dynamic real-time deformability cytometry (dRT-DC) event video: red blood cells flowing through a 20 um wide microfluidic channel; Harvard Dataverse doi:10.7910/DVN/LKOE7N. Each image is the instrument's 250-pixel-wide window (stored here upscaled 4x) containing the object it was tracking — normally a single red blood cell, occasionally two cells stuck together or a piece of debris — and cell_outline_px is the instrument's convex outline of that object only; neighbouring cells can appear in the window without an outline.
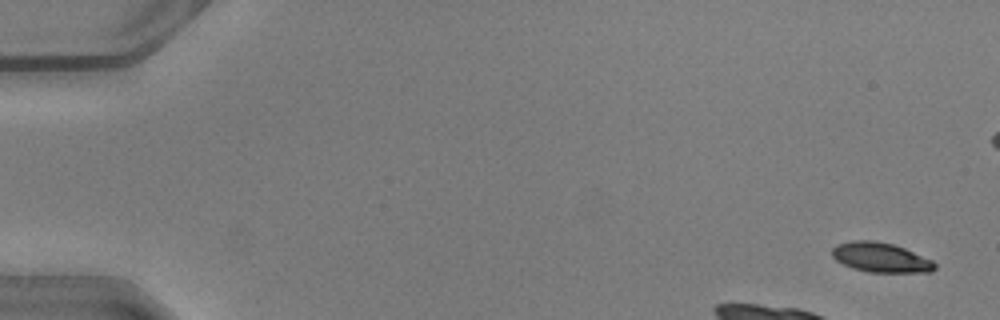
{"species": "common noctule bat (a hibernating species)", "species_latin": "Nyctalus noctula", "temperature_condition": "warm", "stored_images_in_passage": 15, "camera_frame_rate_fps": 3000, "um_per_image_px": 0.085, "animal": {"sex": "male", "body_mass_g": 20.5, "forearm_length_mm": 52.5}, "frame": {"image": 1, "passage_image": 3, "time_ms": 0.667, "image_size_px": [1000, 320], "cell_outline_px": [[936, 268], [932, 272], [868, 272], [852, 268], [836, 260], [832, 256], [832, 248], [836, 244], [852, 240], [872, 240], [892, 244], [904, 248], [932, 260], [936, 264]], "centroid_in_image_um": [74.85, 21.88], "position_along_channel_um": 10.2, "area_um2": 17.74}}